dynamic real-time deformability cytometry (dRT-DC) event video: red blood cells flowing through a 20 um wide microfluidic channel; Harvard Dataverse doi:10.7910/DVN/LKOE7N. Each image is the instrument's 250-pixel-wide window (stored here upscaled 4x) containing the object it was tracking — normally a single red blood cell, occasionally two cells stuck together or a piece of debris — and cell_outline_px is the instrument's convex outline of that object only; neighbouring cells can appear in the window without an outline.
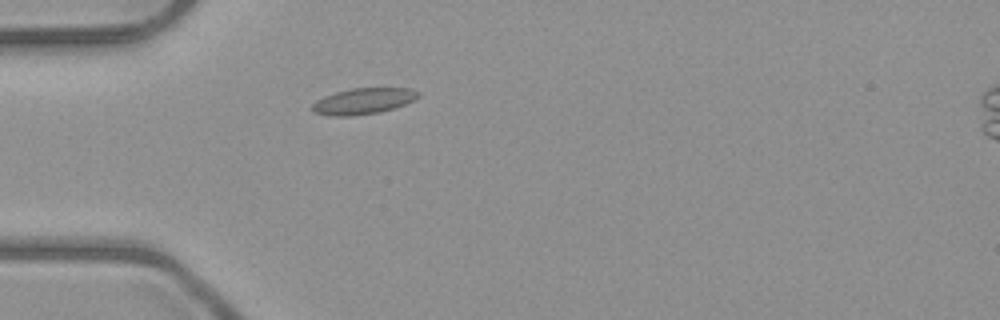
{"species": "common noctule bat (a hibernating species)", "species_latin": "Nyctalus noctula", "temperature_condition": "room temperature", "stored_images_in_passage": 3, "camera_frame_rate_fps": 3000, "um_per_image_px": 0.085, "animal": {"sex": "male", "body_mass_g": 23.1, "forearm_length_mm": 52.7}, "frame": {"image": 1, "passage_image": 3, "time_ms": 2.333, "image_size_px": [1000, 320], "cell_outline_px": [[420, 96], [404, 104], [380, 112], [352, 116], [328, 116], [312, 112], [312, 104], [316, 100], [324, 96], [336, 92], [352, 88], [412, 88], [420, 92]], "centroid_in_image_um": [30.85, 8.6], "position_along_channel_um": 54.1, "area_um2": 16.13}}